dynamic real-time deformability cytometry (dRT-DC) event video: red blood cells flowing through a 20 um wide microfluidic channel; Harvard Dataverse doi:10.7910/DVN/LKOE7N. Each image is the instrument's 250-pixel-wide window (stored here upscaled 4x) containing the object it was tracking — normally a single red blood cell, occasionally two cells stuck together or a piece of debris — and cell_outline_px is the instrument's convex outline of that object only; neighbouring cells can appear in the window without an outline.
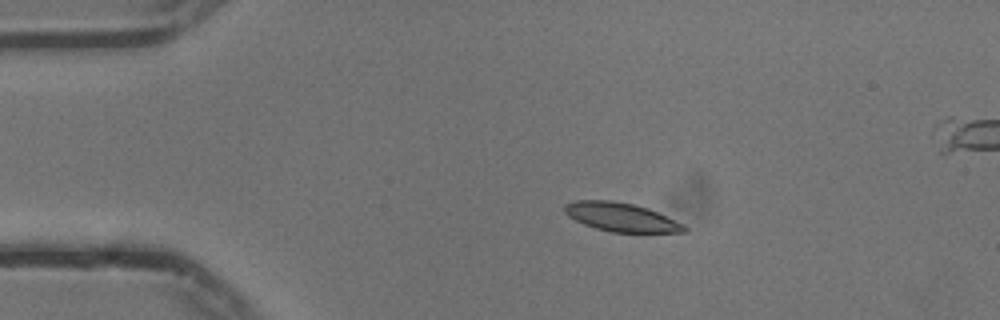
{"species": "common noctule bat (a hibernating species)", "species_latin": "Nyctalus noctula", "temperature_condition": "cold", "stored_images_in_passage": 55, "camera_frame_rate_fps": 3000, "um_per_image_px": 0.085, "animal": {"sex": "male", "body_mass_g": 13.3}, "frame": {"image": 1, "passage_image": 10, "time_ms": 3.0, "image_size_px": [1000, 320], "cell_outline_px": [[688, 232], [612, 232], [596, 228], [584, 224], [568, 216], [564, 212], [564, 204], [576, 200], [612, 200], [632, 204], [648, 208], [684, 224], [688, 228]], "centroid_in_image_um": [52.79, 18.45], "position_along_channel_um": 32.2, "area_um2": 19.94}}
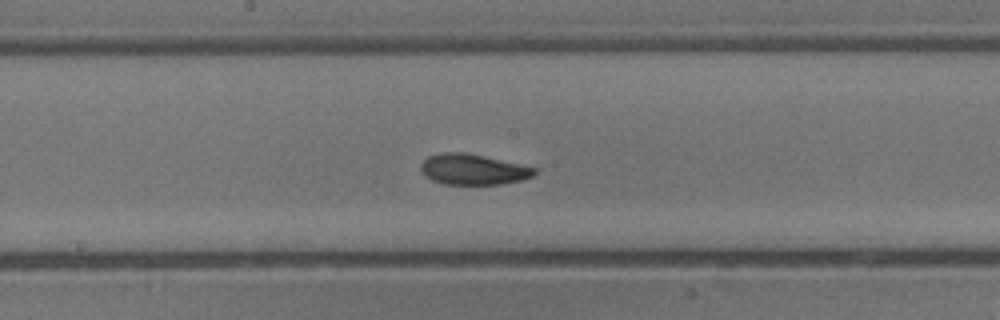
{"frame": {"image": 2, "passage_image": 28, "time_ms": 9.0, "image_size_px": [1000, 320], "cell_outline_px": [[536, 172], [532, 176], [524, 180], [500, 184], [444, 184], [432, 180], [420, 172], [420, 164], [428, 156], [444, 152], [464, 152], [484, 156], [536, 168]], "centroid_in_image_um": [40.18, 14.4], "position_along_channel_um": 208.0, "area_um2": 20.23}}
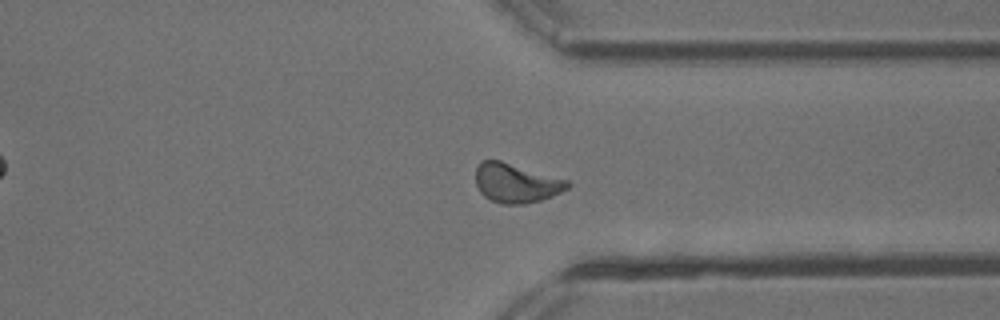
{"frame": {"image": 3, "passage_image": 41, "time_ms": 13.333, "image_size_px": [1000, 320], "cell_outline_px": [[572, 184], [568, 188], [552, 196], [540, 200], [524, 204], [504, 204], [492, 200], [484, 196], [480, 192], [476, 184], [476, 164], [480, 160], [500, 160], [568, 180]], "centroid_in_image_um": [43.85, 15.55], "position_along_channel_um": 367.5, "area_um2": 20.98}, "authors_computed_cell_mechanics": {"area_um2": 20.23, "velocity_mm_per_s": 3.7115, "shape_relaxation_time_tau1_ms": 2.5709, "shape_relaxation_time_tau2_ms": 2.9303, "deformation_change_tau1": 0.1029, "deformation_change_tau2": 0.0712}}